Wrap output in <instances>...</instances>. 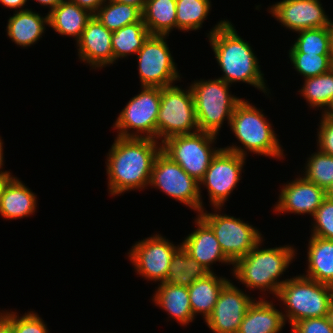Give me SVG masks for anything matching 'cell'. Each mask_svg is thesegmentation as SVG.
<instances>
[{
  "label": "cell",
  "instance_id": "18",
  "mask_svg": "<svg viewBox=\"0 0 333 333\" xmlns=\"http://www.w3.org/2000/svg\"><path fill=\"white\" fill-rule=\"evenodd\" d=\"M112 34L113 32L93 15L76 43L80 61L88 63L93 69L113 65Z\"/></svg>",
  "mask_w": 333,
  "mask_h": 333
},
{
  "label": "cell",
  "instance_id": "3",
  "mask_svg": "<svg viewBox=\"0 0 333 333\" xmlns=\"http://www.w3.org/2000/svg\"><path fill=\"white\" fill-rule=\"evenodd\" d=\"M263 241L233 264L232 275L250 290H267L277 296L287 280L280 281L279 277L288 269L297 251L291 245L261 249Z\"/></svg>",
  "mask_w": 333,
  "mask_h": 333
},
{
  "label": "cell",
  "instance_id": "17",
  "mask_svg": "<svg viewBox=\"0 0 333 333\" xmlns=\"http://www.w3.org/2000/svg\"><path fill=\"white\" fill-rule=\"evenodd\" d=\"M325 198V189L299 176L283 185L273 211L279 214H309L312 217Z\"/></svg>",
  "mask_w": 333,
  "mask_h": 333
},
{
  "label": "cell",
  "instance_id": "34",
  "mask_svg": "<svg viewBox=\"0 0 333 333\" xmlns=\"http://www.w3.org/2000/svg\"><path fill=\"white\" fill-rule=\"evenodd\" d=\"M303 176L319 187L326 189L333 183V156L317 150L308 157Z\"/></svg>",
  "mask_w": 333,
  "mask_h": 333
},
{
  "label": "cell",
  "instance_id": "19",
  "mask_svg": "<svg viewBox=\"0 0 333 333\" xmlns=\"http://www.w3.org/2000/svg\"><path fill=\"white\" fill-rule=\"evenodd\" d=\"M194 222L197 229L188 234L181 243L189 255L210 272H214L211 265L216 262L233 266V263L222 252L211 227L199 215L196 216Z\"/></svg>",
  "mask_w": 333,
  "mask_h": 333
},
{
  "label": "cell",
  "instance_id": "21",
  "mask_svg": "<svg viewBox=\"0 0 333 333\" xmlns=\"http://www.w3.org/2000/svg\"><path fill=\"white\" fill-rule=\"evenodd\" d=\"M37 207V196L13 176L5 185L0 198V215L8 220H16L33 215Z\"/></svg>",
  "mask_w": 333,
  "mask_h": 333
},
{
  "label": "cell",
  "instance_id": "42",
  "mask_svg": "<svg viewBox=\"0 0 333 333\" xmlns=\"http://www.w3.org/2000/svg\"><path fill=\"white\" fill-rule=\"evenodd\" d=\"M0 333H14L12 323L0 312Z\"/></svg>",
  "mask_w": 333,
  "mask_h": 333
},
{
  "label": "cell",
  "instance_id": "20",
  "mask_svg": "<svg viewBox=\"0 0 333 333\" xmlns=\"http://www.w3.org/2000/svg\"><path fill=\"white\" fill-rule=\"evenodd\" d=\"M285 324L282 310L261 296L249 306L238 333H280Z\"/></svg>",
  "mask_w": 333,
  "mask_h": 333
},
{
  "label": "cell",
  "instance_id": "51",
  "mask_svg": "<svg viewBox=\"0 0 333 333\" xmlns=\"http://www.w3.org/2000/svg\"><path fill=\"white\" fill-rule=\"evenodd\" d=\"M330 289H331V299H332V302H333V284L330 285Z\"/></svg>",
  "mask_w": 333,
  "mask_h": 333
},
{
  "label": "cell",
  "instance_id": "4",
  "mask_svg": "<svg viewBox=\"0 0 333 333\" xmlns=\"http://www.w3.org/2000/svg\"><path fill=\"white\" fill-rule=\"evenodd\" d=\"M243 147L232 144L224 149L247 157V151L265 157L283 159L284 150L272 124L264 113L249 101L242 99L233 112L229 125ZM243 148V149H242ZM247 150V151H246Z\"/></svg>",
  "mask_w": 333,
  "mask_h": 333
},
{
  "label": "cell",
  "instance_id": "14",
  "mask_svg": "<svg viewBox=\"0 0 333 333\" xmlns=\"http://www.w3.org/2000/svg\"><path fill=\"white\" fill-rule=\"evenodd\" d=\"M175 246L170 240L155 234L136 242L128 252L135 272L147 281L162 283L166 280Z\"/></svg>",
  "mask_w": 333,
  "mask_h": 333
},
{
  "label": "cell",
  "instance_id": "16",
  "mask_svg": "<svg viewBox=\"0 0 333 333\" xmlns=\"http://www.w3.org/2000/svg\"><path fill=\"white\" fill-rule=\"evenodd\" d=\"M268 10L282 26L295 33L305 29L328 27L331 20L320 0H282Z\"/></svg>",
  "mask_w": 333,
  "mask_h": 333
},
{
  "label": "cell",
  "instance_id": "48",
  "mask_svg": "<svg viewBox=\"0 0 333 333\" xmlns=\"http://www.w3.org/2000/svg\"><path fill=\"white\" fill-rule=\"evenodd\" d=\"M323 114L328 118L333 119V101Z\"/></svg>",
  "mask_w": 333,
  "mask_h": 333
},
{
  "label": "cell",
  "instance_id": "22",
  "mask_svg": "<svg viewBox=\"0 0 333 333\" xmlns=\"http://www.w3.org/2000/svg\"><path fill=\"white\" fill-rule=\"evenodd\" d=\"M48 26V13L41 16L31 9L15 11L13 16L9 17L6 26L8 37L19 47H30L35 44Z\"/></svg>",
  "mask_w": 333,
  "mask_h": 333
},
{
  "label": "cell",
  "instance_id": "39",
  "mask_svg": "<svg viewBox=\"0 0 333 333\" xmlns=\"http://www.w3.org/2000/svg\"><path fill=\"white\" fill-rule=\"evenodd\" d=\"M291 333H333L325 317L306 318L291 327Z\"/></svg>",
  "mask_w": 333,
  "mask_h": 333
},
{
  "label": "cell",
  "instance_id": "35",
  "mask_svg": "<svg viewBox=\"0 0 333 333\" xmlns=\"http://www.w3.org/2000/svg\"><path fill=\"white\" fill-rule=\"evenodd\" d=\"M294 69L304 79L315 77L333 68L332 55L288 53Z\"/></svg>",
  "mask_w": 333,
  "mask_h": 333
},
{
  "label": "cell",
  "instance_id": "44",
  "mask_svg": "<svg viewBox=\"0 0 333 333\" xmlns=\"http://www.w3.org/2000/svg\"><path fill=\"white\" fill-rule=\"evenodd\" d=\"M116 2H121L125 4H130L138 7L141 11H143L145 3L147 0H115Z\"/></svg>",
  "mask_w": 333,
  "mask_h": 333
},
{
  "label": "cell",
  "instance_id": "10",
  "mask_svg": "<svg viewBox=\"0 0 333 333\" xmlns=\"http://www.w3.org/2000/svg\"><path fill=\"white\" fill-rule=\"evenodd\" d=\"M221 209L215 208V213L203 209L198 215L211 227L222 252L234 264L246 256L263 237L259 229L240 218L219 214Z\"/></svg>",
  "mask_w": 333,
  "mask_h": 333
},
{
  "label": "cell",
  "instance_id": "29",
  "mask_svg": "<svg viewBox=\"0 0 333 333\" xmlns=\"http://www.w3.org/2000/svg\"><path fill=\"white\" fill-rule=\"evenodd\" d=\"M150 35L142 19L113 31L111 43L114 63L119 58L137 54Z\"/></svg>",
  "mask_w": 333,
  "mask_h": 333
},
{
  "label": "cell",
  "instance_id": "40",
  "mask_svg": "<svg viewBox=\"0 0 333 333\" xmlns=\"http://www.w3.org/2000/svg\"><path fill=\"white\" fill-rule=\"evenodd\" d=\"M93 15L106 0H70Z\"/></svg>",
  "mask_w": 333,
  "mask_h": 333
},
{
  "label": "cell",
  "instance_id": "11",
  "mask_svg": "<svg viewBox=\"0 0 333 333\" xmlns=\"http://www.w3.org/2000/svg\"><path fill=\"white\" fill-rule=\"evenodd\" d=\"M149 186L160 189L170 198L189 206L197 214L205 209L201 201L199 182L162 151L154 160Z\"/></svg>",
  "mask_w": 333,
  "mask_h": 333
},
{
  "label": "cell",
  "instance_id": "12",
  "mask_svg": "<svg viewBox=\"0 0 333 333\" xmlns=\"http://www.w3.org/2000/svg\"><path fill=\"white\" fill-rule=\"evenodd\" d=\"M166 37L150 35L137 52L141 87H167L181 80Z\"/></svg>",
  "mask_w": 333,
  "mask_h": 333
},
{
  "label": "cell",
  "instance_id": "26",
  "mask_svg": "<svg viewBox=\"0 0 333 333\" xmlns=\"http://www.w3.org/2000/svg\"><path fill=\"white\" fill-rule=\"evenodd\" d=\"M229 280L211 272L188 286L189 301L193 316L199 313L206 320L213 312L218 295Z\"/></svg>",
  "mask_w": 333,
  "mask_h": 333
},
{
  "label": "cell",
  "instance_id": "47",
  "mask_svg": "<svg viewBox=\"0 0 333 333\" xmlns=\"http://www.w3.org/2000/svg\"><path fill=\"white\" fill-rule=\"evenodd\" d=\"M3 140H1V136H0V174H11L10 171H2L3 166H4V156H3Z\"/></svg>",
  "mask_w": 333,
  "mask_h": 333
},
{
  "label": "cell",
  "instance_id": "13",
  "mask_svg": "<svg viewBox=\"0 0 333 333\" xmlns=\"http://www.w3.org/2000/svg\"><path fill=\"white\" fill-rule=\"evenodd\" d=\"M246 157L221 148L213 157L203 178L199 181L208 191L209 202L213 208H222L232 191L241 180Z\"/></svg>",
  "mask_w": 333,
  "mask_h": 333
},
{
  "label": "cell",
  "instance_id": "41",
  "mask_svg": "<svg viewBox=\"0 0 333 333\" xmlns=\"http://www.w3.org/2000/svg\"><path fill=\"white\" fill-rule=\"evenodd\" d=\"M29 0H0V3L3 4L5 7L13 9L15 11H23L27 10L28 8L23 9L25 7L26 2Z\"/></svg>",
  "mask_w": 333,
  "mask_h": 333
},
{
  "label": "cell",
  "instance_id": "46",
  "mask_svg": "<svg viewBox=\"0 0 333 333\" xmlns=\"http://www.w3.org/2000/svg\"><path fill=\"white\" fill-rule=\"evenodd\" d=\"M325 318L328 324L333 328V302H331L327 308Z\"/></svg>",
  "mask_w": 333,
  "mask_h": 333
},
{
  "label": "cell",
  "instance_id": "33",
  "mask_svg": "<svg viewBox=\"0 0 333 333\" xmlns=\"http://www.w3.org/2000/svg\"><path fill=\"white\" fill-rule=\"evenodd\" d=\"M298 38L290 47L289 53L331 54V34L329 27L297 31Z\"/></svg>",
  "mask_w": 333,
  "mask_h": 333
},
{
  "label": "cell",
  "instance_id": "25",
  "mask_svg": "<svg viewBox=\"0 0 333 333\" xmlns=\"http://www.w3.org/2000/svg\"><path fill=\"white\" fill-rule=\"evenodd\" d=\"M307 274L319 283L333 284V240L311 236L307 249Z\"/></svg>",
  "mask_w": 333,
  "mask_h": 333
},
{
  "label": "cell",
  "instance_id": "7",
  "mask_svg": "<svg viewBox=\"0 0 333 333\" xmlns=\"http://www.w3.org/2000/svg\"><path fill=\"white\" fill-rule=\"evenodd\" d=\"M178 85L161 88V101L156 124V141L199 131L190 87Z\"/></svg>",
  "mask_w": 333,
  "mask_h": 333
},
{
  "label": "cell",
  "instance_id": "27",
  "mask_svg": "<svg viewBox=\"0 0 333 333\" xmlns=\"http://www.w3.org/2000/svg\"><path fill=\"white\" fill-rule=\"evenodd\" d=\"M210 273L196 259H193L181 244L171 257L167 278L164 283L188 287Z\"/></svg>",
  "mask_w": 333,
  "mask_h": 333
},
{
  "label": "cell",
  "instance_id": "6",
  "mask_svg": "<svg viewBox=\"0 0 333 333\" xmlns=\"http://www.w3.org/2000/svg\"><path fill=\"white\" fill-rule=\"evenodd\" d=\"M285 305V321L292 327L296 322L314 317H325L332 302L330 285L319 283L303 275L288 278L276 296ZM280 298V299H279Z\"/></svg>",
  "mask_w": 333,
  "mask_h": 333
},
{
  "label": "cell",
  "instance_id": "50",
  "mask_svg": "<svg viewBox=\"0 0 333 333\" xmlns=\"http://www.w3.org/2000/svg\"><path fill=\"white\" fill-rule=\"evenodd\" d=\"M329 30H330V34H331V54H332V61H333V21L330 20V24H329Z\"/></svg>",
  "mask_w": 333,
  "mask_h": 333
},
{
  "label": "cell",
  "instance_id": "1",
  "mask_svg": "<svg viewBox=\"0 0 333 333\" xmlns=\"http://www.w3.org/2000/svg\"><path fill=\"white\" fill-rule=\"evenodd\" d=\"M107 153L108 191L116 196L149 186L152 166L161 151L160 141L148 138L115 137Z\"/></svg>",
  "mask_w": 333,
  "mask_h": 333
},
{
  "label": "cell",
  "instance_id": "36",
  "mask_svg": "<svg viewBox=\"0 0 333 333\" xmlns=\"http://www.w3.org/2000/svg\"><path fill=\"white\" fill-rule=\"evenodd\" d=\"M1 313L12 323L14 333H49L47 324L36 312L29 311L23 316L17 312L3 310Z\"/></svg>",
  "mask_w": 333,
  "mask_h": 333
},
{
  "label": "cell",
  "instance_id": "8",
  "mask_svg": "<svg viewBox=\"0 0 333 333\" xmlns=\"http://www.w3.org/2000/svg\"><path fill=\"white\" fill-rule=\"evenodd\" d=\"M216 139L217 135L203 131L177 135L164 140L161 151L199 182L221 149L214 147Z\"/></svg>",
  "mask_w": 333,
  "mask_h": 333
},
{
  "label": "cell",
  "instance_id": "31",
  "mask_svg": "<svg viewBox=\"0 0 333 333\" xmlns=\"http://www.w3.org/2000/svg\"><path fill=\"white\" fill-rule=\"evenodd\" d=\"M310 108L322 109V113L333 101V68L321 75L304 79L303 86L299 89Z\"/></svg>",
  "mask_w": 333,
  "mask_h": 333
},
{
  "label": "cell",
  "instance_id": "28",
  "mask_svg": "<svg viewBox=\"0 0 333 333\" xmlns=\"http://www.w3.org/2000/svg\"><path fill=\"white\" fill-rule=\"evenodd\" d=\"M142 20L151 35H168L177 29L176 0H147Z\"/></svg>",
  "mask_w": 333,
  "mask_h": 333
},
{
  "label": "cell",
  "instance_id": "38",
  "mask_svg": "<svg viewBox=\"0 0 333 333\" xmlns=\"http://www.w3.org/2000/svg\"><path fill=\"white\" fill-rule=\"evenodd\" d=\"M317 130V148L323 153L333 156V119L322 113L319 129Z\"/></svg>",
  "mask_w": 333,
  "mask_h": 333
},
{
  "label": "cell",
  "instance_id": "45",
  "mask_svg": "<svg viewBox=\"0 0 333 333\" xmlns=\"http://www.w3.org/2000/svg\"><path fill=\"white\" fill-rule=\"evenodd\" d=\"M13 177L12 174H0V198L3 192L5 185Z\"/></svg>",
  "mask_w": 333,
  "mask_h": 333
},
{
  "label": "cell",
  "instance_id": "9",
  "mask_svg": "<svg viewBox=\"0 0 333 333\" xmlns=\"http://www.w3.org/2000/svg\"><path fill=\"white\" fill-rule=\"evenodd\" d=\"M118 115L113 128L117 136L156 140V124L161 101V88L141 87ZM133 129L132 131H130ZM135 130V131H134Z\"/></svg>",
  "mask_w": 333,
  "mask_h": 333
},
{
  "label": "cell",
  "instance_id": "37",
  "mask_svg": "<svg viewBox=\"0 0 333 333\" xmlns=\"http://www.w3.org/2000/svg\"><path fill=\"white\" fill-rule=\"evenodd\" d=\"M312 218L311 236L333 240V200L325 198Z\"/></svg>",
  "mask_w": 333,
  "mask_h": 333
},
{
  "label": "cell",
  "instance_id": "49",
  "mask_svg": "<svg viewBox=\"0 0 333 333\" xmlns=\"http://www.w3.org/2000/svg\"><path fill=\"white\" fill-rule=\"evenodd\" d=\"M326 198L333 200V183L325 189Z\"/></svg>",
  "mask_w": 333,
  "mask_h": 333
},
{
  "label": "cell",
  "instance_id": "24",
  "mask_svg": "<svg viewBox=\"0 0 333 333\" xmlns=\"http://www.w3.org/2000/svg\"><path fill=\"white\" fill-rule=\"evenodd\" d=\"M152 300L182 326H187L196 318L192 313L187 286L162 282L158 285Z\"/></svg>",
  "mask_w": 333,
  "mask_h": 333
},
{
  "label": "cell",
  "instance_id": "30",
  "mask_svg": "<svg viewBox=\"0 0 333 333\" xmlns=\"http://www.w3.org/2000/svg\"><path fill=\"white\" fill-rule=\"evenodd\" d=\"M94 16L113 32L126 25L139 22L142 19V11L134 5L106 0Z\"/></svg>",
  "mask_w": 333,
  "mask_h": 333
},
{
  "label": "cell",
  "instance_id": "43",
  "mask_svg": "<svg viewBox=\"0 0 333 333\" xmlns=\"http://www.w3.org/2000/svg\"><path fill=\"white\" fill-rule=\"evenodd\" d=\"M36 2H38L39 4H41V6H47L49 7L51 12L54 8H56L62 0H34Z\"/></svg>",
  "mask_w": 333,
  "mask_h": 333
},
{
  "label": "cell",
  "instance_id": "15",
  "mask_svg": "<svg viewBox=\"0 0 333 333\" xmlns=\"http://www.w3.org/2000/svg\"><path fill=\"white\" fill-rule=\"evenodd\" d=\"M254 300L229 279L218 295L212 314L205 322L213 333H238L243 317Z\"/></svg>",
  "mask_w": 333,
  "mask_h": 333
},
{
  "label": "cell",
  "instance_id": "32",
  "mask_svg": "<svg viewBox=\"0 0 333 333\" xmlns=\"http://www.w3.org/2000/svg\"><path fill=\"white\" fill-rule=\"evenodd\" d=\"M211 0H176L177 29L200 30L211 11Z\"/></svg>",
  "mask_w": 333,
  "mask_h": 333
},
{
  "label": "cell",
  "instance_id": "5",
  "mask_svg": "<svg viewBox=\"0 0 333 333\" xmlns=\"http://www.w3.org/2000/svg\"><path fill=\"white\" fill-rule=\"evenodd\" d=\"M230 86L220 78L194 80L189 86L199 131L218 135L224 121L230 125L235 107L242 100L229 92Z\"/></svg>",
  "mask_w": 333,
  "mask_h": 333
},
{
  "label": "cell",
  "instance_id": "2",
  "mask_svg": "<svg viewBox=\"0 0 333 333\" xmlns=\"http://www.w3.org/2000/svg\"><path fill=\"white\" fill-rule=\"evenodd\" d=\"M207 35L216 61L223 72L218 78L229 85L242 81L268 96L270 92L257 56L249 42H245L238 35L234 25L227 19L221 20Z\"/></svg>",
  "mask_w": 333,
  "mask_h": 333
},
{
  "label": "cell",
  "instance_id": "23",
  "mask_svg": "<svg viewBox=\"0 0 333 333\" xmlns=\"http://www.w3.org/2000/svg\"><path fill=\"white\" fill-rule=\"evenodd\" d=\"M92 17V13L74 2L62 0L56 8L48 12V26L60 35L75 38L77 43Z\"/></svg>",
  "mask_w": 333,
  "mask_h": 333
}]
</instances>
